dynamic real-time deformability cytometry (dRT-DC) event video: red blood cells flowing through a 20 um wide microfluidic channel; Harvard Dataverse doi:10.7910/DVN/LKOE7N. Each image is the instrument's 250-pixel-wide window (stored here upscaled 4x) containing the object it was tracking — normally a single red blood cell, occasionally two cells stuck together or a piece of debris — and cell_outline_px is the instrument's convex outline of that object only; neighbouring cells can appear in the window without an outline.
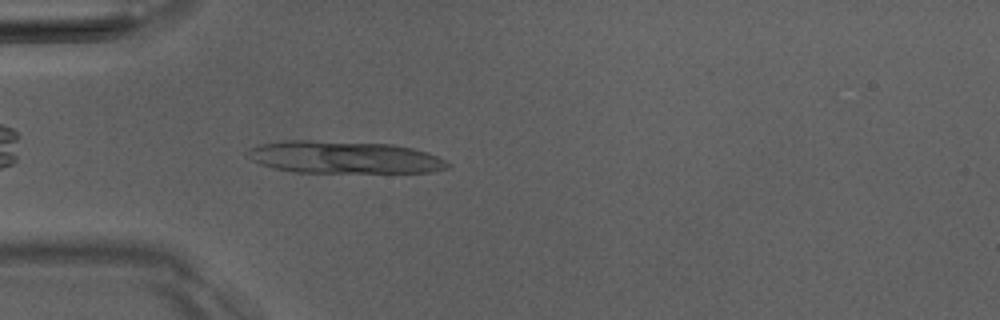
{"species": "Egyptian fruit bat (a non-hibernating species)", "species_latin": "Rousettus aegyptiacus", "temperature_condition": "room temperature", "stored_images_in_passage": 5, "camera_frame_rate_fps": 3000, "um_per_image_px": 0.085, "animal": {"sex": "male"}, "frame": {"image": 1, "passage_image": 5, "time_ms": 4.667, "image_size_px": [1000, 320], "cell_outline_px": [[452, 164], [448, 168], [432, 172], [292, 172], [272, 168], [260, 164], [244, 156], [244, 152], [248, 148], [260, 144], [284, 140], [308, 140], [392, 144], [412, 148], [428, 152]], "centroid_in_image_um": [29.18, 13.37], "position_along_channel_um": 55.8, "area_um2": 37.97}}